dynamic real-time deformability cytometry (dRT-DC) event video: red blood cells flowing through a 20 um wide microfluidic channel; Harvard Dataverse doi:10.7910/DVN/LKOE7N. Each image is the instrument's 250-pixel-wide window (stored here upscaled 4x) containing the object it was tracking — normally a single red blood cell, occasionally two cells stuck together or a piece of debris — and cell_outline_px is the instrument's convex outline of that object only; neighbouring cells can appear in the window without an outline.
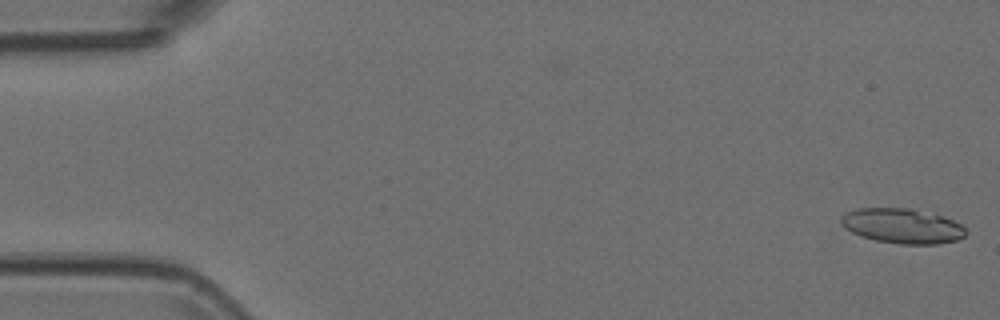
{"species": "Egyptian fruit bat (a non-hibernating species)", "species_latin": "Rousettus aegyptiacus", "temperature_condition": "room temperature", "stored_images_in_passage": 53, "camera_frame_rate_fps": 3000, "um_per_image_px": 0.085, "animal": {"sex": "female"}, "frame": {"image": 1, "passage_image": 1, "time_ms": 0.0, "image_size_px": [1000, 320], "cell_outline_px": [[968, 232], [964, 236], [956, 240], [940, 244], [900, 244], [876, 240], [852, 232], [840, 224], [840, 216], [856, 208], [912, 208], [944, 216], [960, 224]], "centroid_in_image_um": [76.71, 19.2], "position_along_channel_um": 8.3, "area_um2": 25.37}}
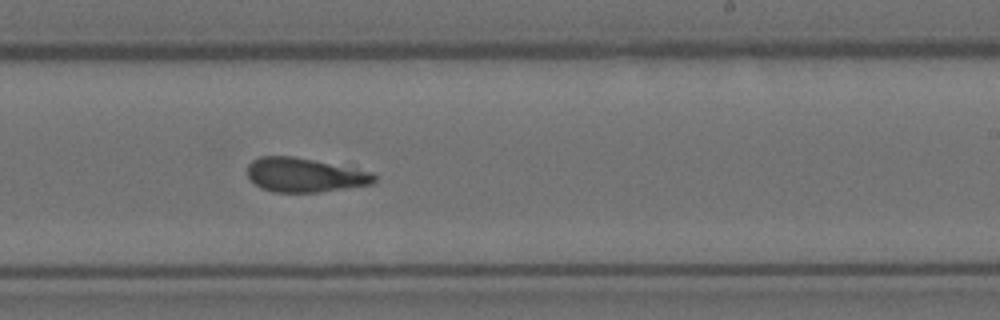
{"frame": {"image": 2, "passage_image": 32, "time_ms": 10.333, "image_size_px": [1000, 320], "cell_outline_px": [[376, 180], [372, 184], [316, 192], [272, 192], [260, 188], [248, 176], [248, 164], [252, 160], [260, 156], [292, 156], [372, 172], [376, 176]], "centroid_in_image_um": [25.86, 14.88], "position_along_channel_um": 263.1, "area_um2": 24.91}}
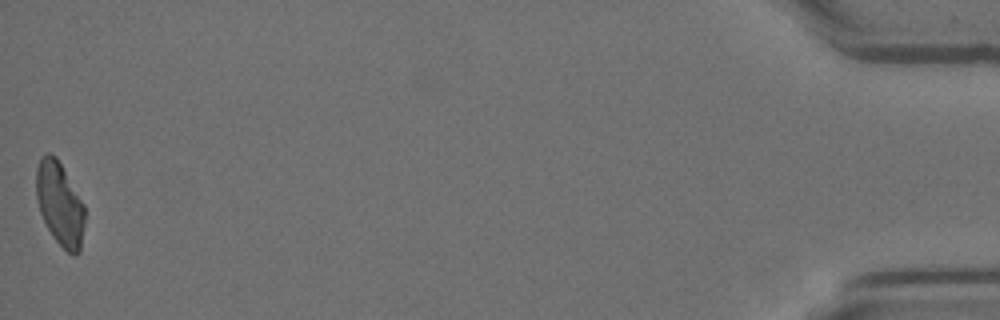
{"frame": {"image": 3, "passage_image": 53, "time_ms": 17.333, "image_size_px": [1000, 320], "cell_outline_px": [[84, 224], [80, 252], [76, 256], [72, 256], [52, 236], [40, 212], [36, 200], [36, 168], [40, 156], [44, 152], [52, 152], [56, 156], [84, 204]], "centroid_in_image_um": [5.07, 17.3], "position_along_channel_um": 430.1, "area_um2": 23.76}}